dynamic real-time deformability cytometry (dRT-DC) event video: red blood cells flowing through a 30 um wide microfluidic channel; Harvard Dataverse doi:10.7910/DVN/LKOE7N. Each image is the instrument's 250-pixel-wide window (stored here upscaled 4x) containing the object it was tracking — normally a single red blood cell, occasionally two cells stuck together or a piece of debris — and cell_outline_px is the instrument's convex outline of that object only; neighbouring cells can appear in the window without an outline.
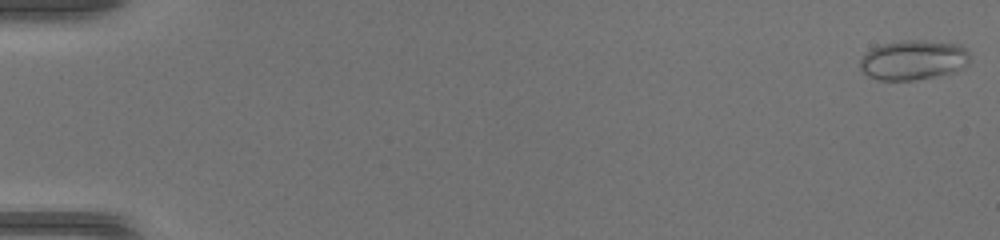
{"species": "common noctule bat (a hibernating species)", "species_latin": "Nyctalus noctula", "temperature_condition": "warm", "stored_images_in_passage": 48, "camera_frame_rate_fps": 3000, "um_per_image_px": 0.085, "animal": {"sex": "female", "body_mass_g": 17.0, "forearm_length_mm": 48.0}, "frame": {"image": 1, "passage_image": 1, "time_ms": 0.0, "image_size_px": [1000, 240], "cell_outline_px": [[968, 64], [964, 68], [952, 72], [912, 80], [876, 80], [868, 76], [860, 68], [860, 60], [864, 52], [880, 44], [900, 40], [924, 40], [960, 44], [968, 52]], "centroid_in_image_um": [77.59, 5.08], "position_along_channel_um": 7.4, "area_um2": 25.55}}
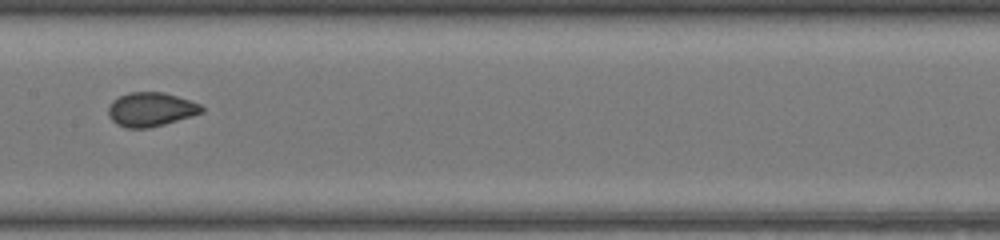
{"frame": {"image": 2, "passage_image": 26, "time_ms": 8.333, "image_size_px": [1000, 240], "cell_outline_px": [[204, 112], [192, 116], [164, 124], [148, 128], [124, 128], [116, 124], [108, 116], [108, 108], [112, 100], [128, 92], [164, 92], [200, 104], [204, 108]], "centroid_in_image_um": [12.8, 9.3], "position_along_channel_um": 194.6, "area_um2": 18.55}}
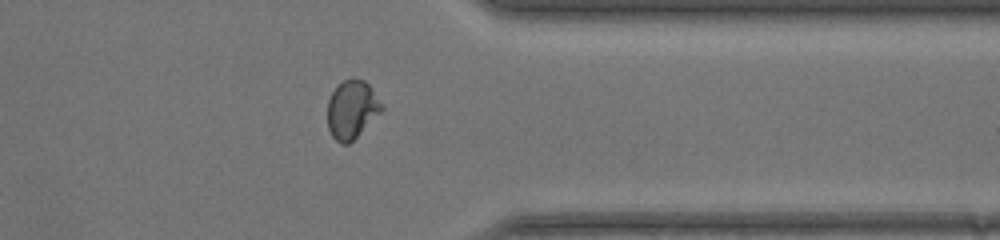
{"frame": {"image": 3, "passage_image": 39, "time_ms": 12.667, "image_size_px": [1000, 240], "cell_outline_px": [[384, 108], [348, 144], [340, 144], [332, 136], [328, 128], [328, 100], [332, 92], [344, 80], [364, 80], [368, 84]], "centroid_in_image_um": [29.88, 9.33], "position_along_channel_um": 381.5, "area_um2": 17.74}}